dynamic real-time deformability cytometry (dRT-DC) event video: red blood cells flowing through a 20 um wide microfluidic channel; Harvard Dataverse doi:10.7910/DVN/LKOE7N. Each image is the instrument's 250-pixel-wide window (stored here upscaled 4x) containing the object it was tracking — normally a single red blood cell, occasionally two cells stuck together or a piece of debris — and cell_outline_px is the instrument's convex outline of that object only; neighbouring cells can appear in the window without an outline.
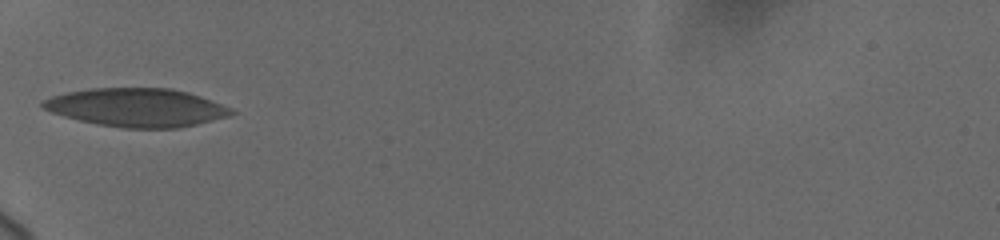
{"species": "human", "species_latin": "Homo sapiens", "temperature_condition": "cold", "stored_images_in_passage": 8, "camera_frame_rate_fps": 3000, "um_per_image_px": 0.085, "donor": {"sex": "female"}, "frame": {"image": 1, "passage_image": 1, "time_ms": 0.0, "image_size_px": [1000, 240], "cell_outline_px": [[236, 112], [232, 116], [196, 124], [176, 128], [124, 128], [96, 124], [64, 116], [52, 112], [44, 108], [40, 104], [44, 100], [52, 96], [64, 92], [92, 88], [172, 88], [188, 92], [200, 96], [232, 108]], "centroid_in_image_um": [11.65, 9.13], "position_along_channel_um": 73.4, "area_um2": 42.19}}
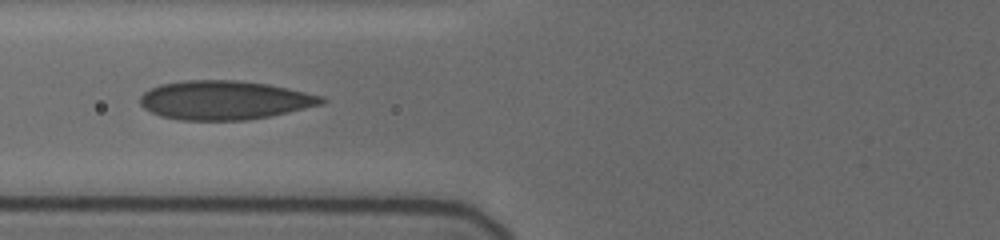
{"frame": {"image": 2, "passage_image": 7, "time_ms": 1.0, "image_size_px": [1000, 240], "cell_outline_px": [[328, 100], [324, 104], [288, 112], [248, 120], [180, 120], [160, 116], [144, 108], [140, 104], [140, 96], [144, 92], [160, 84], [184, 80], [236, 80], [268, 84], [288, 88], [324, 96]], "centroid_in_image_um": [19.1, 8.51], "position_along_channel_um": 106.7, "area_um2": 41.27}}